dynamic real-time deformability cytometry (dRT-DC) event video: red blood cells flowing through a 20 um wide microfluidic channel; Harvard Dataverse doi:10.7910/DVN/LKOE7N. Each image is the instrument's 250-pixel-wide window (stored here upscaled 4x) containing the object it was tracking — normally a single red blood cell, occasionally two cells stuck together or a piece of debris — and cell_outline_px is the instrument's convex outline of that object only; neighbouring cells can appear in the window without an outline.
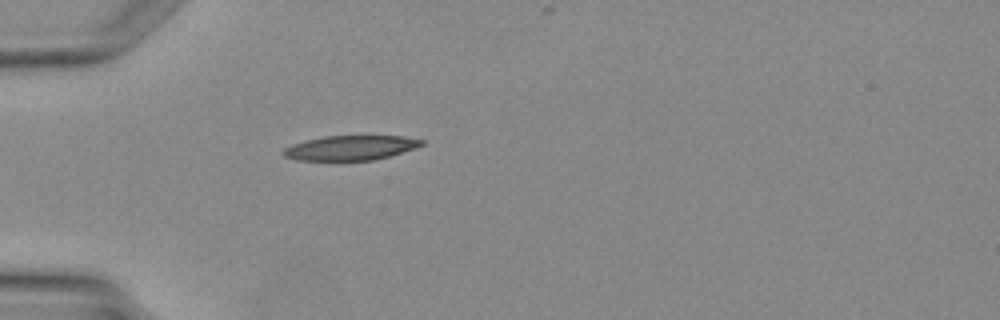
{"species": "Egyptian fruit bat (a non-hibernating species)", "species_latin": "Rousettus aegyptiacus", "temperature_condition": "warm", "stored_images_in_passage": 1, "camera_frame_rate_fps": 3000, "um_per_image_px": 0.085, "animal": {"sex": "female"}, "frame": {"image": 1, "passage_image": 1, "time_ms": 0.0, "image_size_px": [1000, 320], "cell_outline_px": [[424, 144], [416, 148], [388, 156], [372, 160], [296, 160], [284, 156], [280, 152], [284, 148], [292, 144], [304, 140], [324, 136], [404, 136], [424, 140]], "centroid_in_image_um": [29.76, 12.56], "position_along_channel_um": 55.2, "area_um2": 19.88}}